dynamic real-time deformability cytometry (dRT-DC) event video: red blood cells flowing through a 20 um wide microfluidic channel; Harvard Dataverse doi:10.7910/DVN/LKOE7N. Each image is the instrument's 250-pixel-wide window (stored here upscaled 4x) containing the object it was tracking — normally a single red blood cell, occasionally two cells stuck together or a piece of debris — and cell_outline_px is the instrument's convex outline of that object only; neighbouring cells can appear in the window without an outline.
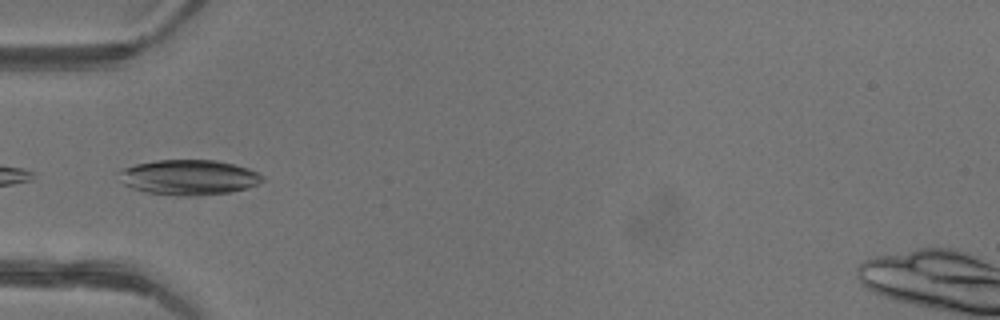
{"species": "common noctule bat (a hibernating species)", "species_latin": "Nyctalus noctula", "temperature_condition": "warm", "stored_images_in_passage": 17, "camera_frame_rate_fps": 3000, "um_per_image_px": 0.085, "animal": {"sex": "female"}, "frame": {"image": 1, "passage_image": 15, "time_ms": 4.667, "image_size_px": [1000, 320], "cell_outline_px": [[264, 180], [248, 188], [228, 192], [200, 196], [176, 196], [144, 192], [132, 188], [124, 184], [116, 172], [124, 168], [136, 164], [156, 160], [216, 160], [248, 168], [264, 176]], "centroid_in_image_um": [16.02, 15.08], "position_along_channel_um": 69.0, "area_um2": 29.54}}